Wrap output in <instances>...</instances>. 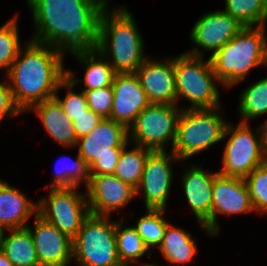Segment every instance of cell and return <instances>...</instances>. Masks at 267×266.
Returning <instances> with one entry per match:
<instances>
[{"label": "cell", "mask_w": 267, "mask_h": 266, "mask_svg": "<svg viewBox=\"0 0 267 266\" xmlns=\"http://www.w3.org/2000/svg\"><path fill=\"white\" fill-rule=\"evenodd\" d=\"M27 1L37 29L32 41L62 52L96 49L99 18L107 0Z\"/></svg>", "instance_id": "1"}, {"label": "cell", "mask_w": 267, "mask_h": 266, "mask_svg": "<svg viewBox=\"0 0 267 266\" xmlns=\"http://www.w3.org/2000/svg\"><path fill=\"white\" fill-rule=\"evenodd\" d=\"M63 53L32 40L24 52L20 49L6 76L11 81L9 85L14 102L22 112L54 98L60 82L66 77Z\"/></svg>", "instance_id": "2"}, {"label": "cell", "mask_w": 267, "mask_h": 266, "mask_svg": "<svg viewBox=\"0 0 267 266\" xmlns=\"http://www.w3.org/2000/svg\"><path fill=\"white\" fill-rule=\"evenodd\" d=\"M106 10L107 6L99 18L96 50L104 59L112 56L113 61L108 62H114L110 64L116 73H135L148 58L143 55L144 42L134 17L125 7L116 8L111 14Z\"/></svg>", "instance_id": "3"}, {"label": "cell", "mask_w": 267, "mask_h": 266, "mask_svg": "<svg viewBox=\"0 0 267 266\" xmlns=\"http://www.w3.org/2000/svg\"><path fill=\"white\" fill-rule=\"evenodd\" d=\"M219 83L231 87L252 68L267 64L265 26H247L210 57Z\"/></svg>", "instance_id": "4"}, {"label": "cell", "mask_w": 267, "mask_h": 266, "mask_svg": "<svg viewBox=\"0 0 267 266\" xmlns=\"http://www.w3.org/2000/svg\"><path fill=\"white\" fill-rule=\"evenodd\" d=\"M202 58L198 48L174 58L177 99L180 97L187 99L191 103L187 109L220 107L219 92L214 82L219 80L214 73L210 58L205 62Z\"/></svg>", "instance_id": "5"}, {"label": "cell", "mask_w": 267, "mask_h": 266, "mask_svg": "<svg viewBox=\"0 0 267 266\" xmlns=\"http://www.w3.org/2000/svg\"><path fill=\"white\" fill-rule=\"evenodd\" d=\"M129 134L124 125L104 118L89 134L78 139V154L88 166L89 175L114 174Z\"/></svg>", "instance_id": "6"}, {"label": "cell", "mask_w": 267, "mask_h": 266, "mask_svg": "<svg viewBox=\"0 0 267 266\" xmlns=\"http://www.w3.org/2000/svg\"><path fill=\"white\" fill-rule=\"evenodd\" d=\"M256 131L254 134L248 123L240 122L236 128L231 123L227 124L223 138L230 137L223 152V168L218 171L219 174L245 179L267 161L265 125H260ZM257 133L261 134V138Z\"/></svg>", "instance_id": "7"}, {"label": "cell", "mask_w": 267, "mask_h": 266, "mask_svg": "<svg viewBox=\"0 0 267 266\" xmlns=\"http://www.w3.org/2000/svg\"><path fill=\"white\" fill-rule=\"evenodd\" d=\"M220 107L181 110L172 152L186 160L223 139L227 122L220 116Z\"/></svg>", "instance_id": "8"}, {"label": "cell", "mask_w": 267, "mask_h": 266, "mask_svg": "<svg viewBox=\"0 0 267 266\" xmlns=\"http://www.w3.org/2000/svg\"><path fill=\"white\" fill-rule=\"evenodd\" d=\"M89 214L73 239V257L80 266H122L117 254L116 222Z\"/></svg>", "instance_id": "9"}, {"label": "cell", "mask_w": 267, "mask_h": 266, "mask_svg": "<svg viewBox=\"0 0 267 266\" xmlns=\"http://www.w3.org/2000/svg\"><path fill=\"white\" fill-rule=\"evenodd\" d=\"M177 108L175 105L150 104L129 127L128 132H131V136L128 135V138L136 145L152 151H165L164 145L170 140L173 148L181 113L180 108Z\"/></svg>", "instance_id": "10"}, {"label": "cell", "mask_w": 267, "mask_h": 266, "mask_svg": "<svg viewBox=\"0 0 267 266\" xmlns=\"http://www.w3.org/2000/svg\"><path fill=\"white\" fill-rule=\"evenodd\" d=\"M76 188H50L48 199L43 197L37 202V214L71 239L77 236L90 214L87 198Z\"/></svg>", "instance_id": "11"}, {"label": "cell", "mask_w": 267, "mask_h": 266, "mask_svg": "<svg viewBox=\"0 0 267 266\" xmlns=\"http://www.w3.org/2000/svg\"><path fill=\"white\" fill-rule=\"evenodd\" d=\"M170 154L166 151H152L146 158L143 174L136 188V195L143 190L141 192L144 195L146 209L165 210L172 182L170 164L172 160L179 159L172 151Z\"/></svg>", "instance_id": "12"}, {"label": "cell", "mask_w": 267, "mask_h": 266, "mask_svg": "<svg viewBox=\"0 0 267 266\" xmlns=\"http://www.w3.org/2000/svg\"><path fill=\"white\" fill-rule=\"evenodd\" d=\"M89 176L86 197L91 214L109 216L136 196V189L114 174Z\"/></svg>", "instance_id": "13"}, {"label": "cell", "mask_w": 267, "mask_h": 266, "mask_svg": "<svg viewBox=\"0 0 267 266\" xmlns=\"http://www.w3.org/2000/svg\"><path fill=\"white\" fill-rule=\"evenodd\" d=\"M112 88L114 97L110 119L129 129L140 112L151 103L136 73H116Z\"/></svg>", "instance_id": "14"}, {"label": "cell", "mask_w": 267, "mask_h": 266, "mask_svg": "<svg viewBox=\"0 0 267 266\" xmlns=\"http://www.w3.org/2000/svg\"><path fill=\"white\" fill-rule=\"evenodd\" d=\"M34 230L29 226L40 266H68L73 258V239L35 214Z\"/></svg>", "instance_id": "15"}, {"label": "cell", "mask_w": 267, "mask_h": 266, "mask_svg": "<svg viewBox=\"0 0 267 266\" xmlns=\"http://www.w3.org/2000/svg\"><path fill=\"white\" fill-rule=\"evenodd\" d=\"M246 182L242 178L217 174L213 181L212 235L219 234L217 214H239L253 211Z\"/></svg>", "instance_id": "16"}, {"label": "cell", "mask_w": 267, "mask_h": 266, "mask_svg": "<svg viewBox=\"0 0 267 266\" xmlns=\"http://www.w3.org/2000/svg\"><path fill=\"white\" fill-rule=\"evenodd\" d=\"M245 26L225 11L209 12L200 17L191 31V40L214 55Z\"/></svg>", "instance_id": "17"}, {"label": "cell", "mask_w": 267, "mask_h": 266, "mask_svg": "<svg viewBox=\"0 0 267 266\" xmlns=\"http://www.w3.org/2000/svg\"><path fill=\"white\" fill-rule=\"evenodd\" d=\"M135 73L151 104L177 105L174 59L164 63L146 59Z\"/></svg>", "instance_id": "18"}, {"label": "cell", "mask_w": 267, "mask_h": 266, "mask_svg": "<svg viewBox=\"0 0 267 266\" xmlns=\"http://www.w3.org/2000/svg\"><path fill=\"white\" fill-rule=\"evenodd\" d=\"M218 172L207 173L192 166L183 176V188L189 206L203 229L212 235L213 181Z\"/></svg>", "instance_id": "19"}, {"label": "cell", "mask_w": 267, "mask_h": 266, "mask_svg": "<svg viewBox=\"0 0 267 266\" xmlns=\"http://www.w3.org/2000/svg\"><path fill=\"white\" fill-rule=\"evenodd\" d=\"M37 208V203L0 180V225L7 230L26 228V221L32 214H37Z\"/></svg>", "instance_id": "20"}, {"label": "cell", "mask_w": 267, "mask_h": 266, "mask_svg": "<svg viewBox=\"0 0 267 266\" xmlns=\"http://www.w3.org/2000/svg\"><path fill=\"white\" fill-rule=\"evenodd\" d=\"M31 109L37 111L47 133L63 146L77 145L73 122L65 115L61 105L55 98L44 100Z\"/></svg>", "instance_id": "21"}, {"label": "cell", "mask_w": 267, "mask_h": 266, "mask_svg": "<svg viewBox=\"0 0 267 266\" xmlns=\"http://www.w3.org/2000/svg\"><path fill=\"white\" fill-rule=\"evenodd\" d=\"M72 54L77 56L78 60L87 67L83 79L85 89L82 91H90L113 85L116 72L110 62L101 58L103 56L98 50H80L74 51Z\"/></svg>", "instance_id": "22"}, {"label": "cell", "mask_w": 267, "mask_h": 266, "mask_svg": "<svg viewBox=\"0 0 267 266\" xmlns=\"http://www.w3.org/2000/svg\"><path fill=\"white\" fill-rule=\"evenodd\" d=\"M0 249L14 266H40L35 245L29 229H10Z\"/></svg>", "instance_id": "23"}, {"label": "cell", "mask_w": 267, "mask_h": 266, "mask_svg": "<svg viewBox=\"0 0 267 266\" xmlns=\"http://www.w3.org/2000/svg\"><path fill=\"white\" fill-rule=\"evenodd\" d=\"M196 242L187 231L168 224L159 247L163 257L171 264L191 261L196 249Z\"/></svg>", "instance_id": "24"}, {"label": "cell", "mask_w": 267, "mask_h": 266, "mask_svg": "<svg viewBox=\"0 0 267 266\" xmlns=\"http://www.w3.org/2000/svg\"><path fill=\"white\" fill-rule=\"evenodd\" d=\"M126 146L121 151L114 175L136 189L143 174L146 158L152 150L138 145L126 150Z\"/></svg>", "instance_id": "25"}, {"label": "cell", "mask_w": 267, "mask_h": 266, "mask_svg": "<svg viewBox=\"0 0 267 266\" xmlns=\"http://www.w3.org/2000/svg\"><path fill=\"white\" fill-rule=\"evenodd\" d=\"M122 221H116V245L119 261L122 266H128L138 262L137 259L143 256L145 253L151 252L146 247L143 239L133 227H122ZM148 250V251H147Z\"/></svg>", "instance_id": "26"}, {"label": "cell", "mask_w": 267, "mask_h": 266, "mask_svg": "<svg viewBox=\"0 0 267 266\" xmlns=\"http://www.w3.org/2000/svg\"><path fill=\"white\" fill-rule=\"evenodd\" d=\"M225 4L224 11L245 27L264 26L267 21V0H225Z\"/></svg>", "instance_id": "27"}, {"label": "cell", "mask_w": 267, "mask_h": 266, "mask_svg": "<svg viewBox=\"0 0 267 266\" xmlns=\"http://www.w3.org/2000/svg\"><path fill=\"white\" fill-rule=\"evenodd\" d=\"M239 104L243 123L267 113V77L245 89L240 96Z\"/></svg>", "instance_id": "28"}, {"label": "cell", "mask_w": 267, "mask_h": 266, "mask_svg": "<svg viewBox=\"0 0 267 266\" xmlns=\"http://www.w3.org/2000/svg\"><path fill=\"white\" fill-rule=\"evenodd\" d=\"M147 212V215L138 220L134 228L148 249L156 245L159 248L169 223L162 217L164 209H147Z\"/></svg>", "instance_id": "29"}, {"label": "cell", "mask_w": 267, "mask_h": 266, "mask_svg": "<svg viewBox=\"0 0 267 266\" xmlns=\"http://www.w3.org/2000/svg\"><path fill=\"white\" fill-rule=\"evenodd\" d=\"M74 77L71 71H66V77L59 84V89L61 87H69L64 100L60 99L57 94L54 95V98L61 105L65 115L71 122H74L77 117L89 109L85 92L82 91L78 94L72 90L76 83L82 82V80H74Z\"/></svg>", "instance_id": "30"}, {"label": "cell", "mask_w": 267, "mask_h": 266, "mask_svg": "<svg viewBox=\"0 0 267 266\" xmlns=\"http://www.w3.org/2000/svg\"><path fill=\"white\" fill-rule=\"evenodd\" d=\"M0 27V69L6 68V73L16 60L21 49L17 28V17Z\"/></svg>", "instance_id": "31"}, {"label": "cell", "mask_w": 267, "mask_h": 266, "mask_svg": "<svg viewBox=\"0 0 267 266\" xmlns=\"http://www.w3.org/2000/svg\"><path fill=\"white\" fill-rule=\"evenodd\" d=\"M253 209L267 213V161L256 167L245 179Z\"/></svg>", "instance_id": "32"}, {"label": "cell", "mask_w": 267, "mask_h": 266, "mask_svg": "<svg viewBox=\"0 0 267 266\" xmlns=\"http://www.w3.org/2000/svg\"><path fill=\"white\" fill-rule=\"evenodd\" d=\"M65 158L70 159L66 156ZM68 166L69 168L66 166L67 168L64 169V172L56 167L55 178L51 182V188L79 187L81 180H84L87 186L90 177L88 166L79 154H77L76 162H72Z\"/></svg>", "instance_id": "33"}, {"label": "cell", "mask_w": 267, "mask_h": 266, "mask_svg": "<svg viewBox=\"0 0 267 266\" xmlns=\"http://www.w3.org/2000/svg\"><path fill=\"white\" fill-rule=\"evenodd\" d=\"M89 108L103 119L109 118L113 104L114 91L112 86L84 91Z\"/></svg>", "instance_id": "34"}, {"label": "cell", "mask_w": 267, "mask_h": 266, "mask_svg": "<svg viewBox=\"0 0 267 266\" xmlns=\"http://www.w3.org/2000/svg\"><path fill=\"white\" fill-rule=\"evenodd\" d=\"M102 117L90 108L73 122L77 139L89 134L101 121Z\"/></svg>", "instance_id": "35"}, {"label": "cell", "mask_w": 267, "mask_h": 266, "mask_svg": "<svg viewBox=\"0 0 267 266\" xmlns=\"http://www.w3.org/2000/svg\"><path fill=\"white\" fill-rule=\"evenodd\" d=\"M21 113L22 111L14 102L9 83L4 85L0 82V121L7 115L14 117Z\"/></svg>", "instance_id": "36"}, {"label": "cell", "mask_w": 267, "mask_h": 266, "mask_svg": "<svg viewBox=\"0 0 267 266\" xmlns=\"http://www.w3.org/2000/svg\"><path fill=\"white\" fill-rule=\"evenodd\" d=\"M0 266H14L12 262L7 258V256L0 249Z\"/></svg>", "instance_id": "37"}, {"label": "cell", "mask_w": 267, "mask_h": 266, "mask_svg": "<svg viewBox=\"0 0 267 266\" xmlns=\"http://www.w3.org/2000/svg\"><path fill=\"white\" fill-rule=\"evenodd\" d=\"M4 227L2 226V225H0V247H1V244H2V241H3V239H4V236H5V234H4Z\"/></svg>", "instance_id": "38"}, {"label": "cell", "mask_w": 267, "mask_h": 266, "mask_svg": "<svg viewBox=\"0 0 267 266\" xmlns=\"http://www.w3.org/2000/svg\"><path fill=\"white\" fill-rule=\"evenodd\" d=\"M140 266H158V265H155V264H142V265H140Z\"/></svg>", "instance_id": "39"}, {"label": "cell", "mask_w": 267, "mask_h": 266, "mask_svg": "<svg viewBox=\"0 0 267 266\" xmlns=\"http://www.w3.org/2000/svg\"><path fill=\"white\" fill-rule=\"evenodd\" d=\"M265 125V127H266V144H267V122H266V124H264Z\"/></svg>", "instance_id": "40"}]
</instances>
